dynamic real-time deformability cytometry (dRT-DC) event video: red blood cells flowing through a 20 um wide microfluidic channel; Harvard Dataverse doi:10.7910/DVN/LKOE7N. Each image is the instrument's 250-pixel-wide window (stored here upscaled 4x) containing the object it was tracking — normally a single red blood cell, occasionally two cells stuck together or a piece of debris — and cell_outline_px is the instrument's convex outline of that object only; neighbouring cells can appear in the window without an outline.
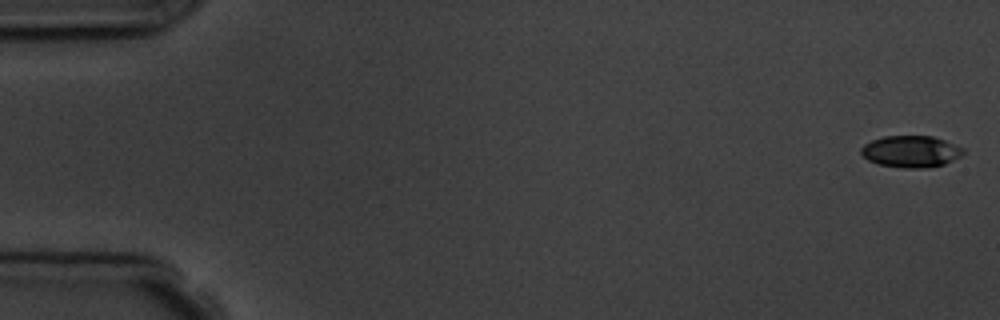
{"species": "common noctule bat (a hibernating species)", "species_latin": "Nyctalus noctula", "temperature_condition": "room temperature", "stored_images_in_passage": 3, "camera_frame_rate_fps": 3000, "um_per_image_px": 0.085, "animal": {"sex": "male", "body_mass_g": 19.5, "forearm_length_mm": 54.6}, "frame": {"image": 1, "passage_image": 1, "time_ms": 0.0, "image_size_px": [1000, 320], "cell_outline_px": [[964, 152], [960, 156], [944, 164], [924, 168], [904, 168], [880, 164], [868, 160], [860, 152], [860, 148], [864, 144], [872, 140], [884, 136], [932, 136], [944, 140], [964, 148]], "centroid_in_image_um": [77.42, 12.87], "position_along_channel_um": 7.6, "area_um2": 18.73}}